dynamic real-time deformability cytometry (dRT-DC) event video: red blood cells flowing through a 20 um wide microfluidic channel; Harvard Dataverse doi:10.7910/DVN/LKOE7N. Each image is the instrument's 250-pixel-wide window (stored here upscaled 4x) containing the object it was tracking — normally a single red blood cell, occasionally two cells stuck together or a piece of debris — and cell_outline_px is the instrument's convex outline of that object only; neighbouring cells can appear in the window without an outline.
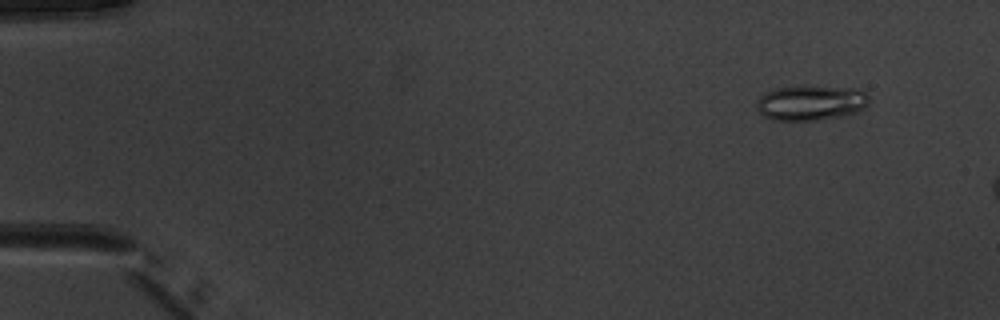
{"species": "common noctule bat (a hibernating species)", "species_latin": "Nyctalus noctula", "temperature_condition": "warm", "stored_images_in_passage": 11, "camera_frame_rate_fps": 3000, "um_per_image_px": 0.085, "animal": {"sex": "male", "body_mass_g": 20.1, "forearm_length_mm": 53.5}, "frame": {"image": 1, "passage_image": 5, "time_ms": 1.333, "image_size_px": [1000, 320], "cell_outline_px": [[868, 104], [864, 108], [856, 112], [844, 116], [816, 120], [772, 120], [764, 116], [760, 112], [756, 104], [756, 100], [764, 92], [772, 88], [804, 84], [860, 88], [868, 96]], "centroid_in_image_um": [68.92, 8.69], "position_along_channel_um": 16.1, "area_um2": 23.81}}